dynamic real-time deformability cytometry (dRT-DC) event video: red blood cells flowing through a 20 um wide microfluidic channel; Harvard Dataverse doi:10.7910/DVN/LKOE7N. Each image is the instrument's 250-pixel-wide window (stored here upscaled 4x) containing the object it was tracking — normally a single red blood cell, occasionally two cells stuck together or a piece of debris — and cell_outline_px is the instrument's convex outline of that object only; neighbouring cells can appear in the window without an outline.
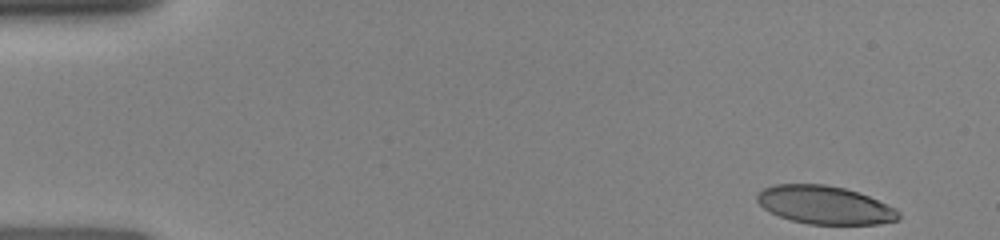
{"species": "human", "species_latin": "Homo sapiens", "temperature_condition": "room temperature", "stored_images_in_passage": 7, "camera_frame_rate_fps": 3000, "um_per_image_px": 0.085, "donor": {"sex": "female"}, "frame": {"image": 1, "passage_image": 1, "time_ms": 0.0, "image_size_px": [1000, 240], "cell_outline_px": [[900, 220], [880, 224], [808, 224], [792, 220], [780, 216], [764, 208], [756, 200], [756, 196], [764, 188], [776, 184], [824, 184], [844, 188], [868, 196], [896, 208], [900, 212]], "centroid_in_image_um": [70.14, 17.43], "position_along_channel_um": 14.9, "area_um2": 31.33}}
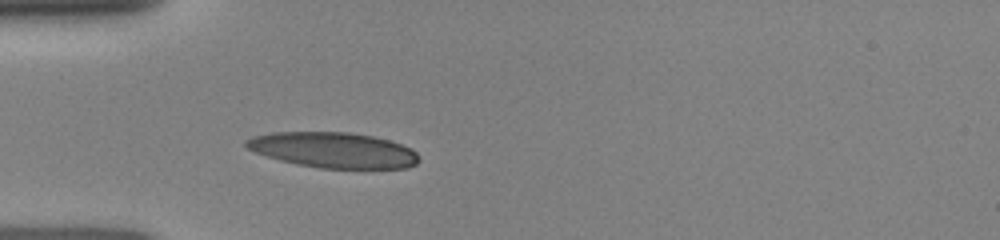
{"frame": {"image": 2, "passage_image": 7, "time_ms": 3.667, "image_size_px": [1000, 240], "cell_outline_px": [[420, 160], [416, 164], [408, 168], [320, 168], [296, 164], [280, 160], [256, 152], [248, 148], [244, 144], [244, 140], [252, 136], [272, 132], [348, 132], [372, 136], [388, 140], [412, 148], [416, 152]], "centroid_in_image_um": [28.34, 12.75], "position_along_channel_um": 56.7, "area_um2": 35.72}}